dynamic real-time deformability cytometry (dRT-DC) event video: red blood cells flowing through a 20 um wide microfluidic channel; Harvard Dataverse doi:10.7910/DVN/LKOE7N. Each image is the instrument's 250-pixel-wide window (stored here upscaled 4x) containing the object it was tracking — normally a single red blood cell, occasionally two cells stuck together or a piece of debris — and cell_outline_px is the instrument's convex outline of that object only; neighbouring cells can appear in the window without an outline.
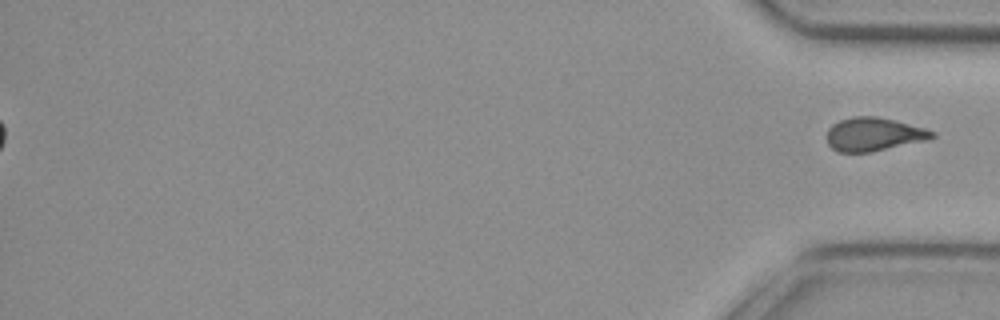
{"species": "common noctule bat (a hibernating species)", "species_latin": "Nyctalus noctula", "temperature_condition": "cold", "stored_images_in_passage": 56, "segment_of_instrument_passage": [2, 2], "camera_frame_rate_fps": 3000, "um_per_image_px": 0.085, "animal": {"sex": "female", "body_mass_g": 29.2, "forearm_length_mm": 56.3}, "frame": {"image": 1, "passage_image": 56, "time_ms": 18.333, "image_size_px": [1000, 320], "cell_outline_px": [[936, 136], [924, 140], [868, 152], [840, 152], [832, 148], [828, 144], [828, 128], [832, 124], [840, 120], [852, 116], [876, 116], [896, 120], [924, 128], [936, 132]], "centroid_in_image_um": [74.24, 11.39], "position_along_channel_um": 361.0, "area_um2": 20.23}}